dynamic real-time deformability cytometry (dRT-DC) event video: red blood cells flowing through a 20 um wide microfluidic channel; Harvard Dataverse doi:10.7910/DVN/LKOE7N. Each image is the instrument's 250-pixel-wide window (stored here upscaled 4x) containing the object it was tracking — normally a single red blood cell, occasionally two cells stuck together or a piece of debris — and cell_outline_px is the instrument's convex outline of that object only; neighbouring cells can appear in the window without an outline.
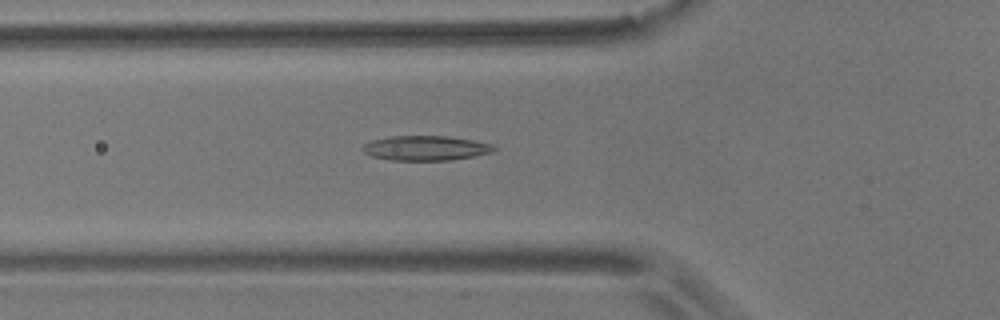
{"species": "common noctule bat (a hibernating species)", "species_latin": "Nyctalus noctula", "temperature_condition": "room temperature", "stored_images_in_passage": 56, "camera_frame_rate_fps": 3000, "um_per_image_px": 0.085, "animal": {"sex": "male", "body_mass_g": 17.9}, "frame": {"image": 1, "passage_image": 20, "time_ms": 6.333, "image_size_px": [1000, 320], "cell_outline_px": [[496, 152], [476, 156], [452, 160], [388, 160], [372, 156], [364, 152], [360, 148], [364, 144], [372, 140], [388, 136], [448, 136], [472, 140], [492, 144], [496, 148]], "centroid_in_image_um": [36.2, 12.59], "position_along_channel_um": 89.6, "area_um2": 19.13}}
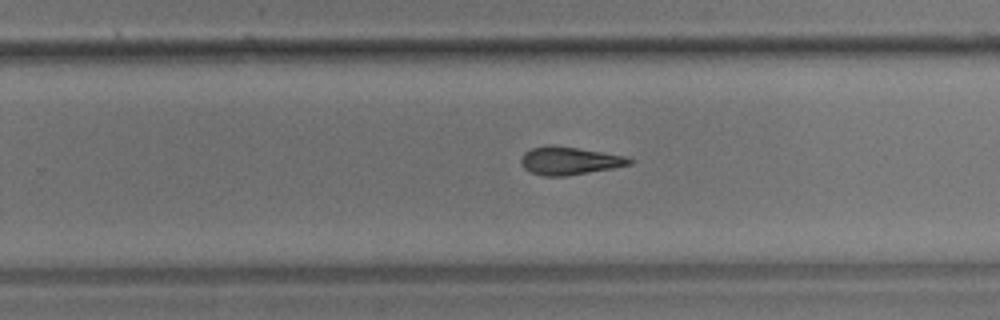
{"frame": {"image": 2, "passage_image": 36, "time_ms": 11.667, "image_size_px": [1000, 320], "cell_outline_px": [[632, 164], [612, 168], [568, 176], [544, 176], [528, 172], [520, 164], [520, 160], [524, 152], [532, 148], [548, 144], [552, 144], [624, 156], [632, 160]], "centroid_in_image_um": [48.32, 13.67], "position_along_channel_um": 281.5, "area_um2": 17.63}}
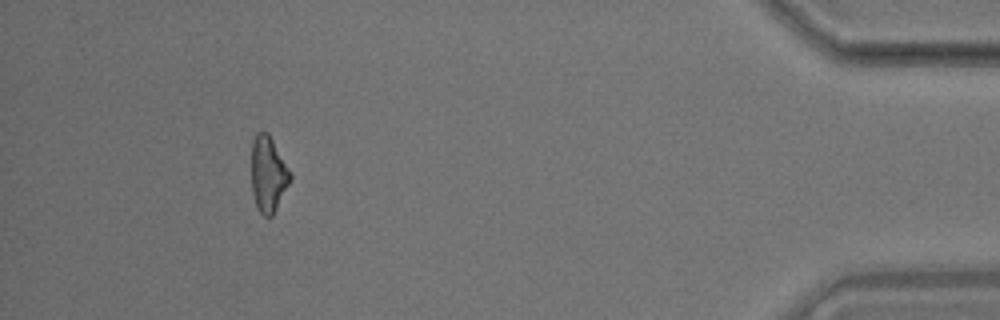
{"frame": {"image": 3, "passage_image": 52, "time_ms": 17.0, "image_size_px": [1000, 320], "cell_outline_px": [[292, 180], [272, 216], [264, 216], [260, 212], [256, 204], [252, 192], [252, 140], [256, 132], [268, 132], [292, 176]], "centroid_in_image_um": [22.79, 14.8], "position_along_channel_um": 412.4, "area_um2": 16.94}, "authors_computed_cell_mechanics": {"area_um2": 17.8024, "velocity_mm_per_s": 3.5891, "shape_relaxation_time_tau1_ms": null, "shape_relaxation_time_tau2_ms": 5.8424, "deformation_change_tau1": null, "deformation_change_tau2": 0.1667}}